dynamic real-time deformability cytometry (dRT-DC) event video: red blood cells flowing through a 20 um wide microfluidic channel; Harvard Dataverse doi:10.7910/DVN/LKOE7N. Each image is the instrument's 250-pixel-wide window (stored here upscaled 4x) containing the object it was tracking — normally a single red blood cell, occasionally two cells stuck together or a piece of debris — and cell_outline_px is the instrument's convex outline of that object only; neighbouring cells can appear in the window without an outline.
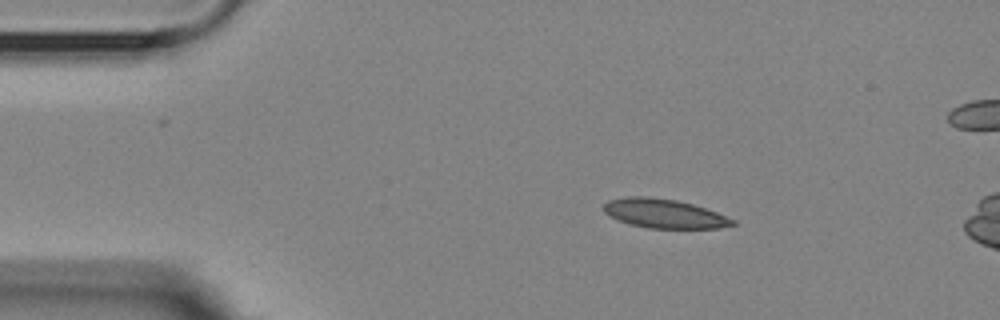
{"species": "Egyptian fruit bat (a non-hibernating species)", "species_latin": "Rousettus aegyptiacus", "temperature_condition": "room temperature", "stored_images_in_passage": 4, "camera_frame_rate_fps": 3000, "um_per_image_px": 0.085, "animal": {"sex": "female"}, "frame": {"image": 1, "passage_image": 2, "time_ms": 1.333, "image_size_px": [1000, 320], "cell_outline_px": [[736, 224], [720, 228], [648, 228], [628, 224], [604, 212], [604, 204], [608, 200], [628, 196], [648, 196], [676, 200], [692, 204], [716, 212], [736, 220]], "centroid_in_image_um": [56.46, 18.15], "position_along_channel_um": 28.5, "area_um2": 21.73}}